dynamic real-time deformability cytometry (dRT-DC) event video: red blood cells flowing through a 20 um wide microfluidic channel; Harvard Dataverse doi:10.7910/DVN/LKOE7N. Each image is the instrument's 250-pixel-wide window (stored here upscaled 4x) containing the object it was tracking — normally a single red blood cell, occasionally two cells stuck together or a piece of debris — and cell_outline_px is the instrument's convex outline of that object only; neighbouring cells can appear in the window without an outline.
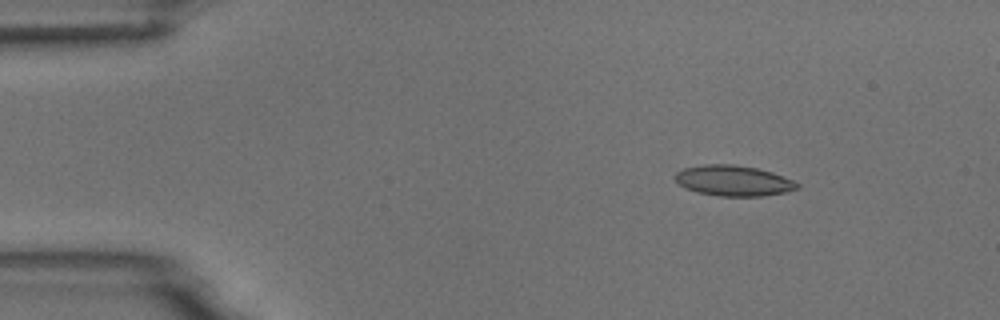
{"species": "common noctule bat (a hibernating species)", "species_latin": "Nyctalus noctula", "temperature_condition": "room temperature", "stored_images_in_passage": 8, "camera_frame_rate_fps": 3000, "um_per_image_px": 0.085, "animal": {"sex": "male", "body_mass_g": 18.8}, "frame": {"image": 1, "passage_image": 2, "time_ms": 1.0, "image_size_px": [1000, 320], "cell_outline_px": [[800, 188], [784, 192], [760, 196], [720, 196], [696, 192], [684, 188], [672, 176], [676, 172], [684, 168], [704, 164], [732, 164], [756, 168], [772, 172], [792, 180], [800, 184]], "centroid_in_image_um": [62.31, 15.35], "position_along_channel_um": 22.7, "area_um2": 21.73}}